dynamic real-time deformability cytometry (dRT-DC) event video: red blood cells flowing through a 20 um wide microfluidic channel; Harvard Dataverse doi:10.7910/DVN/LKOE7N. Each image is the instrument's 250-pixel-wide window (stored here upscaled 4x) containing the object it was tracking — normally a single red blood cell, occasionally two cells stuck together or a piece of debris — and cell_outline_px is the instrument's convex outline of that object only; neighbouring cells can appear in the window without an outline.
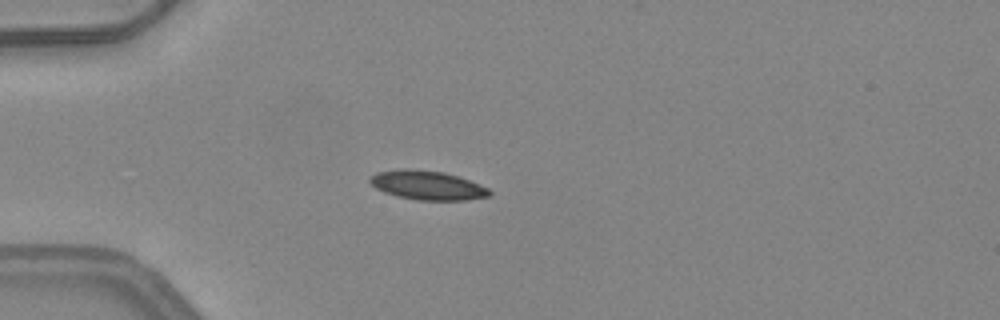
{"species": "common noctule bat (a hibernating species)", "species_latin": "Nyctalus noctula", "temperature_condition": "warm", "stored_images_in_passage": 5, "camera_frame_rate_fps": 3000, "um_per_image_px": 0.085, "animal": {"sex": "female", "body_mass_g": 24.6, "forearm_length_mm": 56.2}, "frame": {"image": 1, "passage_image": 4, "time_ms": 1.0, "image_size_px": [1000, 320], "cell_outline_px": [[492, 192], [488, 196], [464, 200], [416, 200], [396, 196], [384, 192], [376, 188], [368, 180], [368, 176], [376, 172], [404, 168], [408, 168], [444, 172], [460, 176], [488, 188]], "centroid_in_image_um": [36.29, 15.73], "position_along_channel_um": 48.7, "area_um2": 20.4}}